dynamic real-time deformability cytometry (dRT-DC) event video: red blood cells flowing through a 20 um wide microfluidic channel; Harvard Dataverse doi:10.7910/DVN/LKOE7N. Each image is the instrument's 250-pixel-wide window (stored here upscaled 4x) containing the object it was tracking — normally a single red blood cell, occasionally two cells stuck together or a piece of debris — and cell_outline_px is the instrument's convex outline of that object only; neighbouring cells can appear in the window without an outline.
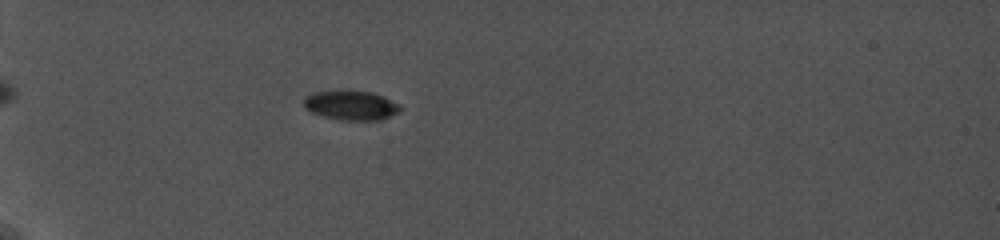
{"species": "common noctule bat (a hibernating species)", "species_latin": "Nyctalus noctula", "temperature_condition": "cold", "stored_images_in_passage": 37, "camera_frame_rate_fps": 5000, "um_per_image_px": 0.085, "animal": {"sex": "female", "body_mass_g": 19.0, "forearm_length_mm": 56.7}, "frame": {"image": 1, "passage_image": 36, "time_ms": 5.4, "image_size_px": [1000, 240], "cell_outline_px": [[404, 108], [400, 112], [380, 120], [340, 120], [324, 116], [312, 112], [304, 108], [304, 96], [312, 92], [372, 92], [384, 96], [400, 104]], "centroid_in_image_um": [29.88, 8.97], "position_along_channel_um": 55.1, "area_um2": 16.42}}